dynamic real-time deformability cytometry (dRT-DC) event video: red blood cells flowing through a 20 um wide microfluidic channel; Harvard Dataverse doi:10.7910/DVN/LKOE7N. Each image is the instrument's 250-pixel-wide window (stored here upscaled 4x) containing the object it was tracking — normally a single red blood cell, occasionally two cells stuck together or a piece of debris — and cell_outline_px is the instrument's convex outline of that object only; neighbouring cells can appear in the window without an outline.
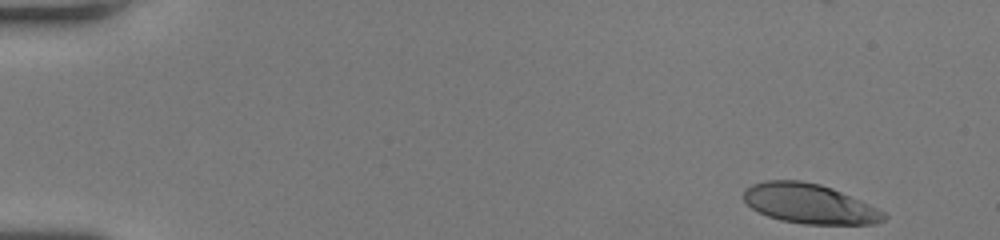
{"species": "human", "species_latin": "Homo sapiens", "temperature_condition": "room temperature", "stored_images_in_passage": 49, "camera_frame_rate_fps": 3000, "um_per_image_px": 0.085, "donor": {"sex": "female"}, "frame": {"image": 1, "passage_image": 1, "time_ms": 0.0, "image_size_px": [1000, 240], "cell_outline_px": [[888, 216], [884, 220], [876, 224], [804, 224], [780, 220], [768, 216], [752, 208], [744, 200], [744, 188], [752, 184], [764, 180], [800, 180], [820, 184], [832, 188], [860, 200], [884, 212]], "centroid_in_image_um": [68.79, 17.31], "position_along_channel_um": 16.2, "area_um2": 32.43}}
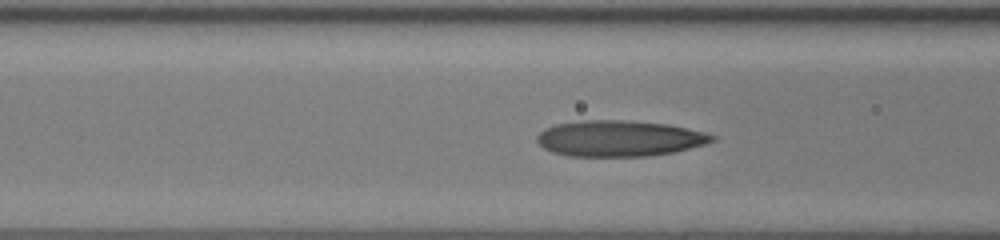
{"frame": {"image": 2, "passage_image": 19, "time_ms": 6.0, "image_size_px": [1000, 240], "cell_outline_px": [[716, 140], [704, 144], [676, 152], [644, 156], [568, 156], [552, 152], [544, 148], [536, 140], [536, 136], [544, 128], [556, 124], [584, 120], [628, 120], [668, 124], [704, 132], [716, 136]], "centroid_in_image_um": [52.63, 11.76], "position_along_channel_um": 114.0, "area_um2": 36.76}}
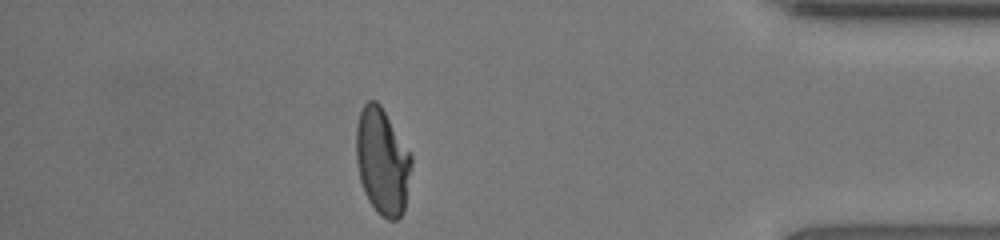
{"frame": {"image": 3, "passage_image": 43, "time_ms": 14.0, "image_size_px": [1000, 240], "cell_outline_px": [[412, 164], [404, 212], [396, 220], [388, 220], [380, 216], [376, 212], [368, 200], [364, 192], [360, 180], [356, 160], [356, 124], [360, 112], [364, 104], [368, 100], [376, 100], [380, 104], [412, 152]], "centroid_in_image_um": [32.51, 13.72], "position_along_channel_um": 402.7, "area_um2": 34.91}, "authors_computed_cell_mechanics": {"area_um2": 35.1424, "velocity_mm_per_s": 4.0526, "shape_relaxation_time_tau1_ms": 5.2818, "shape_relaxation_time_tau2_ms": 1.0527, "deformation_change_tau1": 0.242, "deformation_change_tau2": 0.0891}}